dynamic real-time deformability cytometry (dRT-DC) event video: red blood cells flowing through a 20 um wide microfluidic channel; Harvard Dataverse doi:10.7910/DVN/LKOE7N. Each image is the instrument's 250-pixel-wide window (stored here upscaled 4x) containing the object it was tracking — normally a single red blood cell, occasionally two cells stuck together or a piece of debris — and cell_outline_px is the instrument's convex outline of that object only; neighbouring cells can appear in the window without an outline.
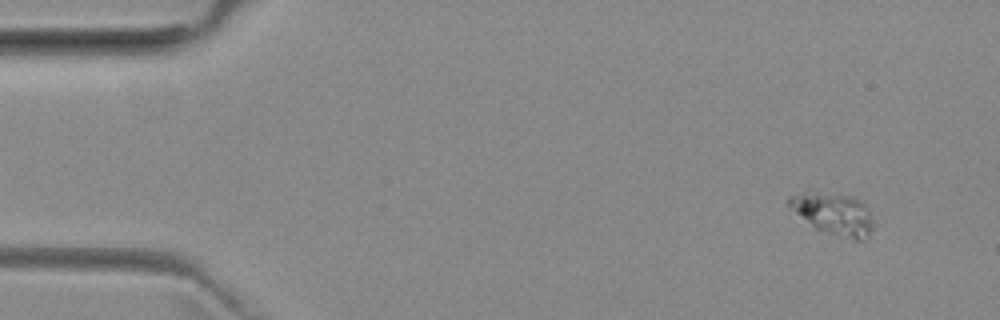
{"species": "common noctule bat (a hibernating species)", "species_latin": "Nyctalus noctula", "temperature_condition": "room temperature", "stored_images_in_passage": 49, "camera_frame_rate_fps": 3000, "um_per_image_px": 0.085, "animal": {"sex": "female", "body_mass_g": 29.2, "forearm_length_mm": 56.3}, "frame": {"image": 1, "passage_image": 1, "time_ms": 0.0, "image_size_px": [1000, 320], "cell_outline_px": [[876, 224], [860, 240], [856, 240], [816, 228], [796, 212], [784, 200], [788, 196], [808, 188], [812, 188], [852, 196], [860, 200], [864, 204]], "centroid_in_image_um": [70.79, 18.05], "position_along_channel_um": 14.2, "area_um2": 20.81}}
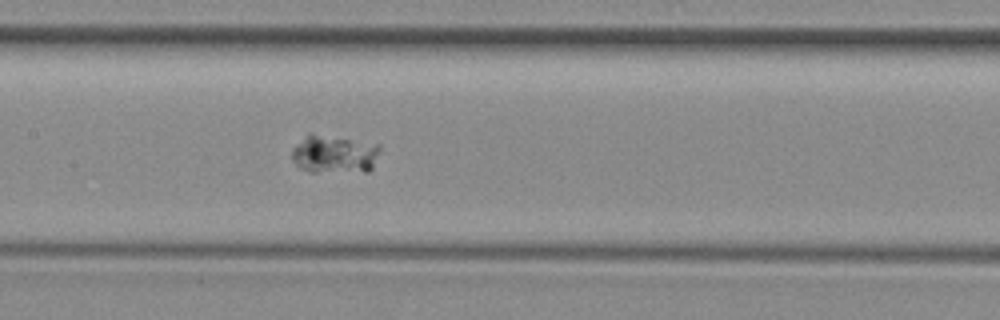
{"frame": {"image": 2, "passage_image": 22, "time_ms": 7.0, "image_size_px": [1000, 320], "cell_outline_px": [[380, 148], [372, 168], [368, 172], [308, 172], [300, 168], [292, 160], [292, 148], [308, 132], [312, 132], [380, 144]], "centroid_in_image_um": [28.39, 13.09], "position_along_channel_um": 179.0, "area_um2": 20.11}}
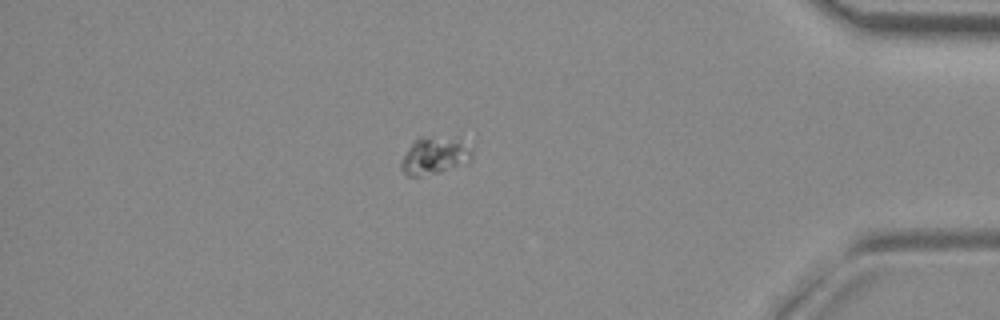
{"frame": {"image": 3, "passage_image": 42, "time_ms": 13.667, "image_size_px": [1000, 320], "cell_outline_px": [[472, 156], [468, 160], [440, 172], [420, 176], [408, 176], [400, 168], [400, 164], [408, 148], [420, 136], [460, 136], [472, 148]], "centroid_in_image_um": [36.96, 13.17], "position_along_channel_um": 398.2, "area_um2": 15.55}}